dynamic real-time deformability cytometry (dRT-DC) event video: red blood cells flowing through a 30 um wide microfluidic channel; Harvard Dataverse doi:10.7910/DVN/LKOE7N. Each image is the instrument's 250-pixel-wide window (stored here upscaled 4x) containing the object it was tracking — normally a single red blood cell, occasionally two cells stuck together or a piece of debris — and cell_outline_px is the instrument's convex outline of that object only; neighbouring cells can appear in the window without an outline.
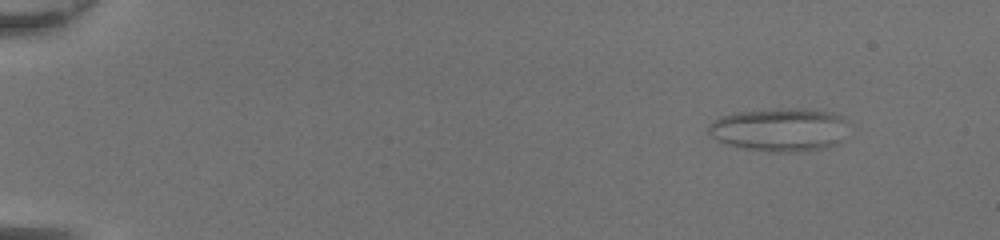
{"species": "common noctule bat (a hibernating species)", "species_latin": "Nyctalus noctula", "temperature_condition": "room temperature", "stored_images_in_passage": 49, "camera_frame_rate_fps": 3000, "um_per_image_px": 0.085, "animal": {"sex": "female", "body_mass_g": 20.0, "forearm_length_mm": 54.0}, "frame": {"image": 1, "passage_image": 6, "time_ms": 1.667, "image_size_px": [1000, 240], "cell_outline_px": [[848, 124], [840, 144], [828, 148], [796, 152], [768, 152], [744, 148], [728, 144], [716, 140], [708, 132], [708, 124], [712, 120], [720, 116], [736, 112], [780, 108], [804, 108], [832, 112], [848, 120]], "centroid_in_image_um": [66.3, 11.02], "position_along_channel_um": 18.7, "area_um2": 36.01}}
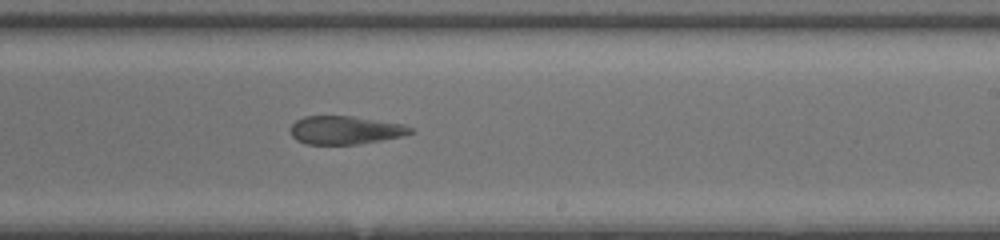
{"frame": {"image": 2, "passage_image": 32, "time_ms": 10.333, "image_size_px": [1000, 240], "cell_outline_px": [[412, 132], [404, 136], [356, 144], [304, 144], [296, 140], [292, 136], [288, 128], [296, 120], [304, 116], [352, 116], [404, 124], [412, 128]], "centroid_in_image_um": [29.3, 11.06], "position_along_channel_um": 259.7, "area_um2": 19.83}}
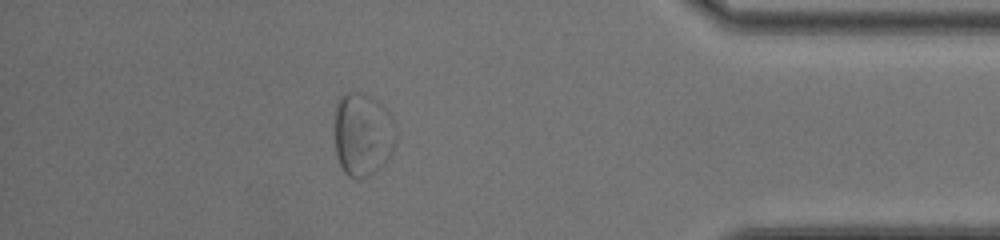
{"frame": {"image": 3, "passage_image": 44, "time_ms": 14.333, "image_size_px": [1000, 240], "cell_outline_px": [[396, 144], [392, 152], [384, 164], [376, 172], [360, 180], [348, 176], [344, 172], [336, 156], [332, 112], [336, 100], [344, 92], [364, 92], [372, 96], [392, 116], [396, 124]], "centroid_in_image_um": [30.8, 11.4], "position_along_channel_um": 404.4, "area_um2": 31.15}, "authors_computed_cell_mechanics": {"area_um2": 27.3394, "velocity_mm_per_s": 4.3864, "shape_relaxation_time_tau1_ms": null, "shape_relaxation_time_tau2_ms": 2.1331, "deformation_change_tau1": null, "deformation_change_tau2": 0.1028}}